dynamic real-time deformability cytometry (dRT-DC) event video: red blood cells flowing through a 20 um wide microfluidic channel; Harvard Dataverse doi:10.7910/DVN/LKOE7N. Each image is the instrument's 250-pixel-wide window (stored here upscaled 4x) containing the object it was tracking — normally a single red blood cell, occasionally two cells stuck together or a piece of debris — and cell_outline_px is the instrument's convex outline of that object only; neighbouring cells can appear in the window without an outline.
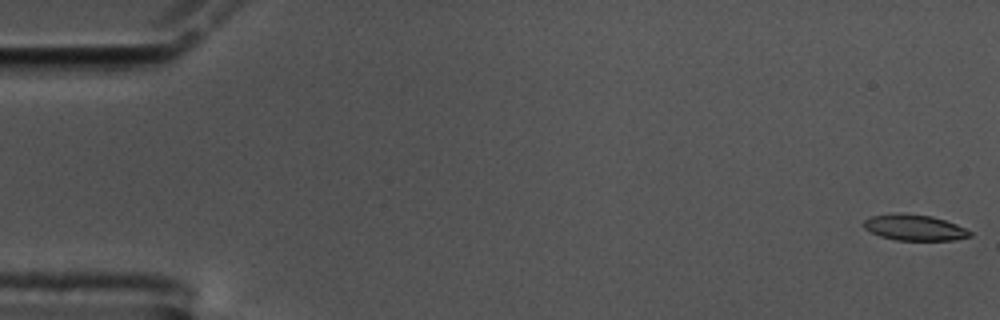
{"species": "common noctule bat (a hibernating species)", "species_latin": "Nyctalus noctula", "temperature_condition": "cold", "stored_images_in_passage": 58, "camera_frame_rate_fps": 3000, "um_per_image_px": 0.085, "animal": {"sex": "male", "body_mass_g": 17.5, "forearm_length_mm": 52.3}, "frame": {"image": 1, "passage_image": 1, "time_ms": 0.0, "image_size_px": [1000, 320], "cell_outline_px": [[972, 236], [956, 240], [896, 240], [880, 236], [864, 228], [860, 224], [864, 220], [872, 216], [900, 212], [932, 216], [956, 224], [972, 232]], "centroid_in_image_um": [77.71, 19.34], "position_along_channel_um": 7.3, "area_um2": 16.13}}
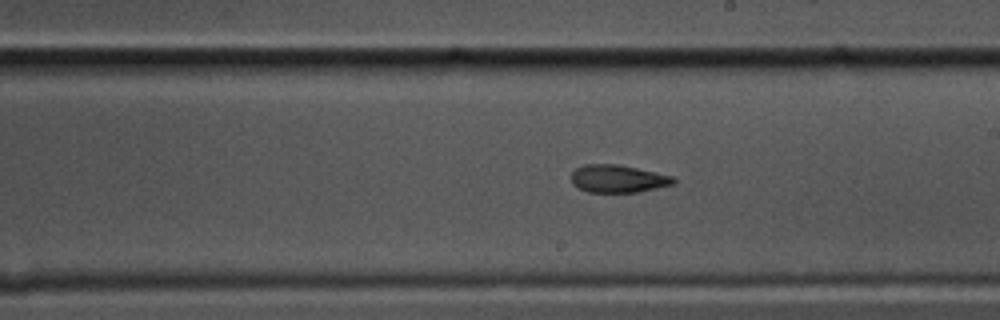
{"frame": {"image": 2, "passage_image": 33, "time_ms": 10.667, "image_size_px": [1000, 320], "cell_outline_px": [[676, 180], [672, 184], [640, 192], [588, 192], [572, 184], [572, 172], [576, 168], [584, 164], [616, 164], [636, 168], [672, 176]], "centroid_in_image_um": [52.5, 15.19], "position_along_channel_um": 236.5, "area_um2": 16.3}}
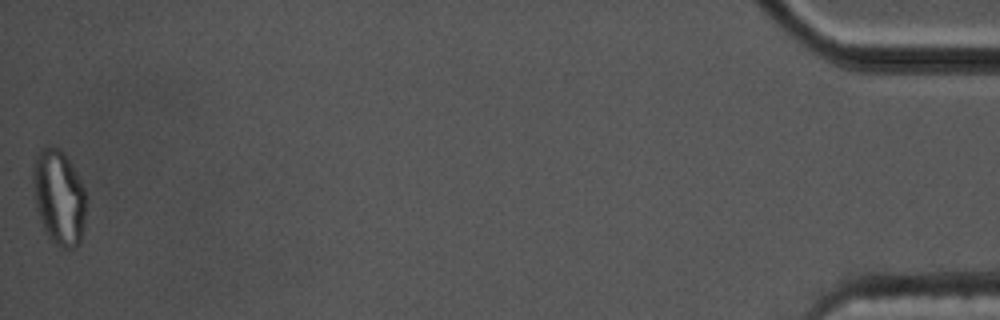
{"frame": {"image": 3, "passage_image": 58, "time_ms": 19.0, "image_size_px": [1000, 320], "cell_outline_px": [[88, 196], [80, 244], [76, 248], [60, 248], [48, 236], [44, 228], [36, 208], [32, 180], [32, 164], [40, 148], [60, 148], [64, 152], [72, 164]], "centroid_in_image_um": [5.02, 16.76], "position_along_channel_um": 430.2, "area_um2": 29.71}, "authors_computed_cell_mechanics": {"area_um2": 17.051, "velocity_mm_per_s": 3.4817, "shape_relaxation_time_tau1_ms": null, "shape_relaxation_time_tau2_ms": 6.4063, "deformation_change_tau1": null, "deformation_change_tau2": 0.1569}}